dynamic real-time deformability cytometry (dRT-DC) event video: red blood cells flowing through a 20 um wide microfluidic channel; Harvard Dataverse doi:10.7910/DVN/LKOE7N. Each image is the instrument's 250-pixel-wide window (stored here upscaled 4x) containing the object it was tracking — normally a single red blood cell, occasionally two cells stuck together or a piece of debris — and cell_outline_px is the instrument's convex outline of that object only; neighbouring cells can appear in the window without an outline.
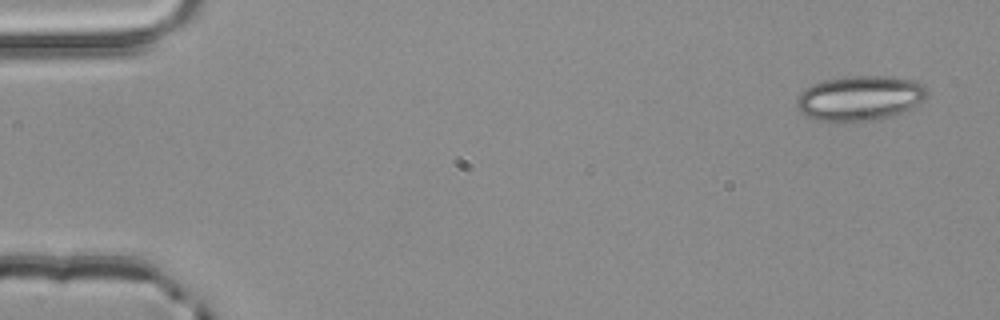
{"species": "common noctule bat (a hibernating species)", "species_latin": "Nyctalus noctula", "temperature_condition": "room temperature", "stored_images_in_passage": 4, "camera_frame_rate_fps": 3000, "um_per_image_px": 0.085, "animal": {"sex": "male", "body_mass_g": 20.4}, "frame": {"image": 1, "passage_image": 1, "time_ms": 0.0, "image_size_px": [1000, 320], "cell_outline_px": [[928, 92], [924, 100], [900, 112], [888, 116], [872, 120], [836, 124], [816, 120], [804, 116], [800, 112], [796, 104], [796, 100], [812, 84], [824, 80], [844, 76], [884, 76], [912, 80], [924, 84], [928, 88]], "centroid_in_image_um": [73.05, 8.36], "position_along_channel_um": 11.9, "area_um2": 34.33}}